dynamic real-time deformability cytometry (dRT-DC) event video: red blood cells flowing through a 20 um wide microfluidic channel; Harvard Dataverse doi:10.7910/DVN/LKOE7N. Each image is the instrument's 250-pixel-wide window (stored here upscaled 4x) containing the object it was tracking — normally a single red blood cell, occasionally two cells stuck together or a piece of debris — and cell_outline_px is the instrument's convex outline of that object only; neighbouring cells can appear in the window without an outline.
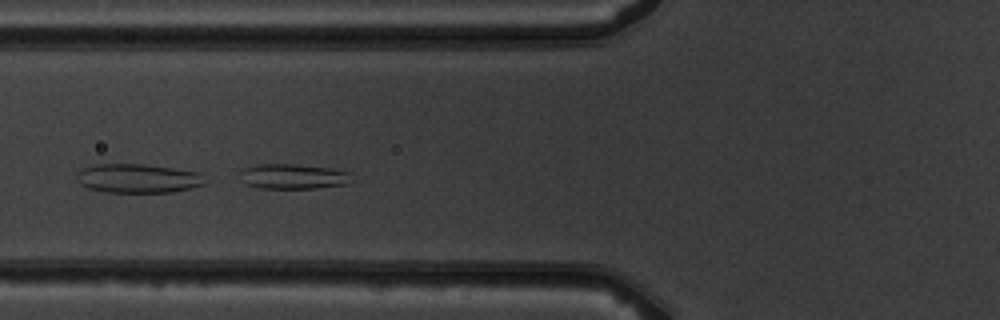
{"species": "common noctule bat (a hibernating species)", "species_latin": "Nyctalus noctula", "temperature_condition": "warm", "stored_images_in_passage": 6, "camera_frame_rate_fps": 3000, "um_per_image_px": 0.085, "animal": {"sex": "male", "body_mass_g": 19.5, "forearm_length_mm": 54.6}, "frame": {"image": 1, "passage_image": 6, "time_ms": 6.667, "image_size_px": [1000, 320], "cell_outline_px": [[348, 172], [344, 184], [316, 188], [260, 188], [244, 184], [240, 172], [240, 168], [256, 164], [292, 164], [328, 168]], "centroid_in_image_um": [24.75, 14.99], "position_along_channel_um": 101.1, "area_um2": 15.9}}